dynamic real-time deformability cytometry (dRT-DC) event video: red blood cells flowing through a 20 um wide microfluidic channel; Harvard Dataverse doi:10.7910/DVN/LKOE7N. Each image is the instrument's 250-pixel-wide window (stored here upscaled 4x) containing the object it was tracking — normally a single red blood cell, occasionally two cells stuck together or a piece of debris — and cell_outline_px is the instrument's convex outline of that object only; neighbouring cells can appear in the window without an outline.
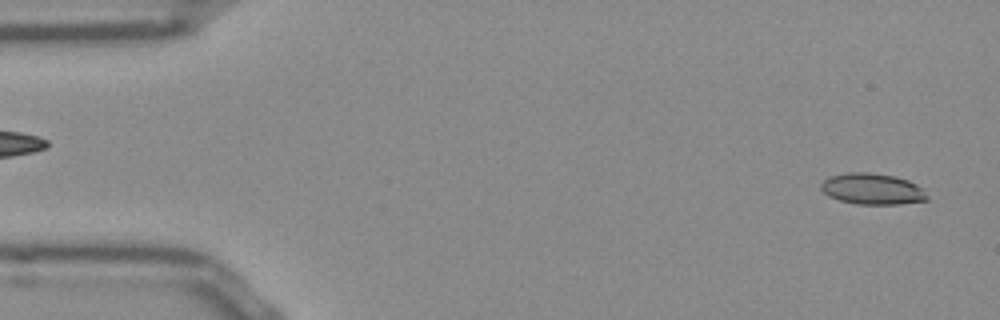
{"species": "Egyptian fruit bat (a non-hibernating species)", "species_latin": "Rousettus aegyptiacus", "temperature_condition": "room temperature", "stored_images_in_passage": 49, "camera_frame_rate_fps": 3000, "um_per_image_px": 0.085, "frame": {"image": 1, "passage_image": 2, "time_ms": 0.333, "image_size_px": [1000, 320], "cell_outline_px": [[928, 200], [900, 204], [856, 204], [840, 200], [828, 196], [820, 188], [820, 184], [828, 176], [848, 172], [872, 172], [896, 176], [908, 180], [924, 188], [928, 196]], "centroid_in_image_um": [74.16, 16.05], "position_along_channel_um": 10.8, "area_um2": 19.54}}
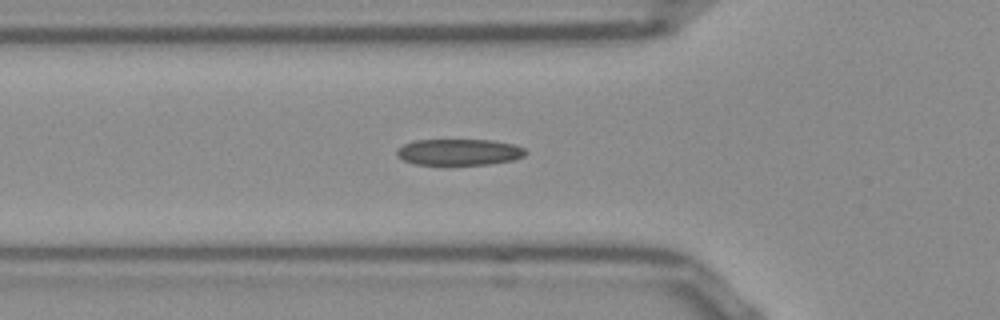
{"frame": {"image": 2, "passage_image": 17, "time_ms": 5.333, "image_size_px": [1000, 320], "cell_outline_px": [[528, 152], [524, 156], [512, 160], [488, 164], [416, 164], [404, 160], [396, 156], [396, 152], [404, 144], [412, 140], [492, 140], [512, 144], [524, 148]], "centroid_in_image_um": [39.02, 12.92], "position_along_channel_um": 86.8, "area_um2": 19.54}}
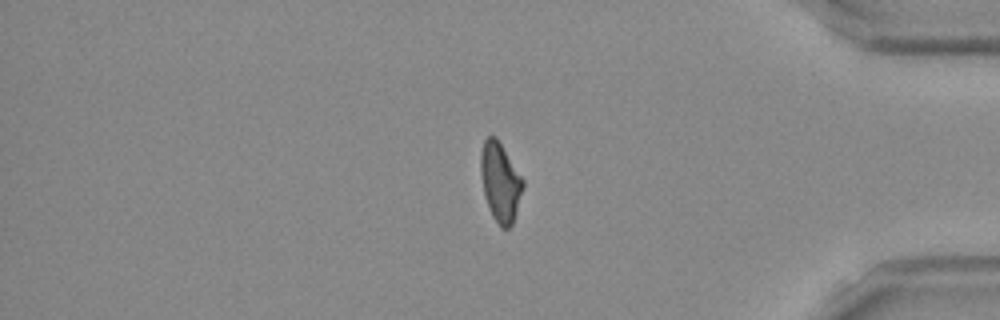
{"frame": {"image": 3, "passage_image": 43, "time_ms": 14.0, "image_size_px": [1000, 320], "cell_outline_px": [[524, 188], [512, 224], [508, 228], [500, 228], [492, 216], [484, 192], [480, 172], [480, 152], [484, 140], [488, 136], [496, 136], [524, 180]], "centroid_in_image_um": [42.52, 15.46], "position_along_channel_um": 392.7, "area_um2": 19.42}}